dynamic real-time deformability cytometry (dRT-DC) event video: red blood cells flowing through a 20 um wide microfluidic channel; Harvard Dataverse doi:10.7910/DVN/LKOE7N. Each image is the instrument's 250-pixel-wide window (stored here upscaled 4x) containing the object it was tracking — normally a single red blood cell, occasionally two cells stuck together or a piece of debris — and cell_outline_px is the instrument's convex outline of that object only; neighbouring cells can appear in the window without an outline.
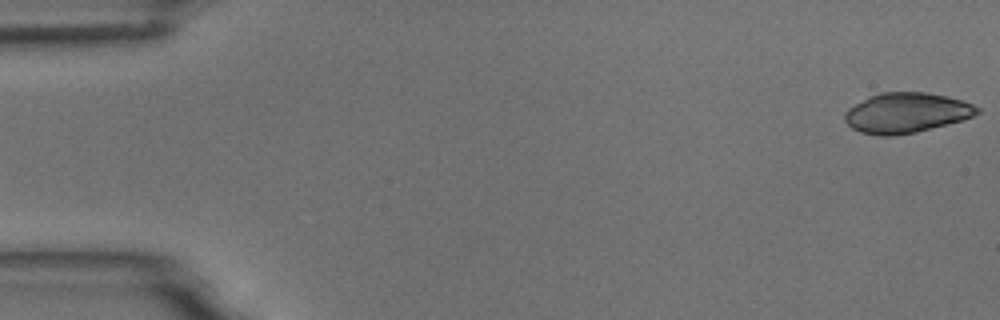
{"species": "common noctule bat (a hibernating species)", "species_latin": "Nyctalus noctula", "temperature_condition": "room temperature", "stored_images_in_passage": 5, "camera_frame_rate_fps": 3000, "um_per_image_px": 0.085, "animal": {"sex": "male", "body_mass_g": 18.8}, "frame": {"image": 1, "passage_image": 1, "time_ms": 0.0, "image_size_px": [1000, 320], "cell_outline_px": [[980, 112], [972, 116], [960, 120], [916, 132], [892, 136], [880, 136], [860, 132], [852, 128], [844, 120], [844, 112], [848, 108], [868, 96], [880, 92], [928, 92], [948, 96], [964, 100], [980, 108]], "centroid_in_image_um": [77.01, 9.58], "position_along_channel_um": 8.0, "area_um2": 31.04}}